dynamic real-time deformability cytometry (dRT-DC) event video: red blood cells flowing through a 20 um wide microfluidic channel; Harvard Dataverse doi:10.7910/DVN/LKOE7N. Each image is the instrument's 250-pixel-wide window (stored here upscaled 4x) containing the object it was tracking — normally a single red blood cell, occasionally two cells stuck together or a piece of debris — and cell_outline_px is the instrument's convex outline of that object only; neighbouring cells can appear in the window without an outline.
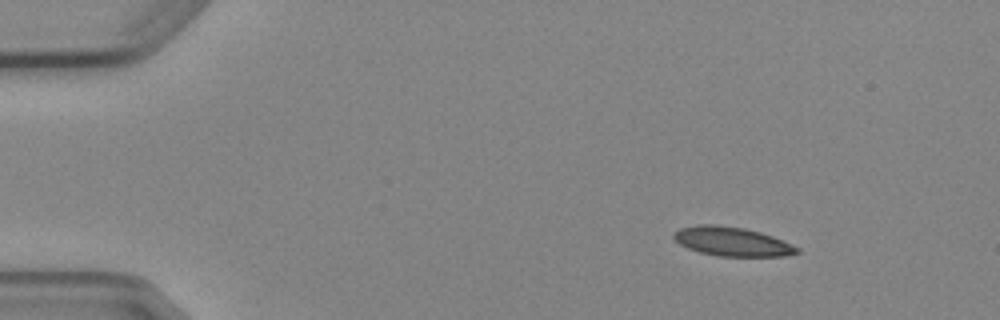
{"species": "Egyptian fruit bat (a non-hibernating species)", "species_latin": "Rousettus aegyptiacus", "temperature_condition": "cold", "stored_images_in_passage": 5, "camera_frame_rate_fps": 3000, "um_per_image_px": 0.085, "animal": {"sex": "female"}, "frame": {"image": 1, "passage_image": 1, "time_ms": 0.0, "image_size_px": [1000, 320], "cell_outline_px": [[800, 252], [784, 256], [716, 256], [700, 252], [688, 248], [680, 244], [672, 236], [680, 228], [696, 224], [716, 224], [744, 228], [760, 232], [772, 236], [792, 244], [800, 248]], "centroid_in_image_um": [62.23, 20.52], "position_along_channel_um": 22.8, "area_um2": 20.87}}
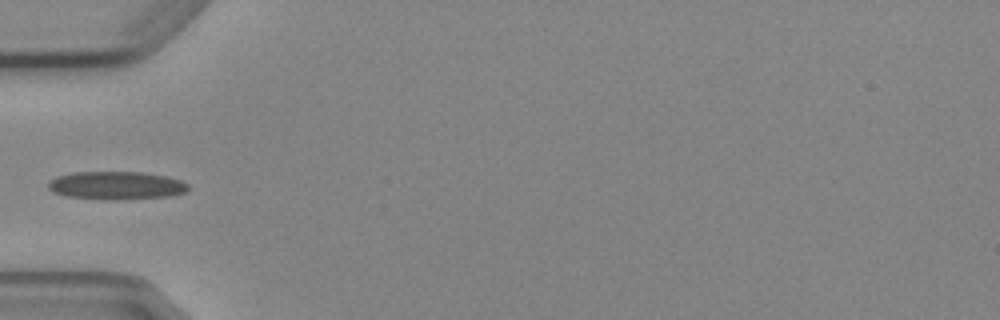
{"frame": {"image": 2, "passage_image": 4, "time_ms": 3.667, "image_size_px": [1000, 320], "cell_outline_px": [[188, 188], [184, 192], [172, 196], [116, 200], [104, 200], [68, 196], [52, 192], [48, 188], [48, 180], [56, 176], [72, 172], [140, 172], [168, 176], [180, 180], [188, 184]], "centroid_in_image_um": [9.85, 15.76], "position_along_channel_um": 75.1, "area_um2": 23.12}}
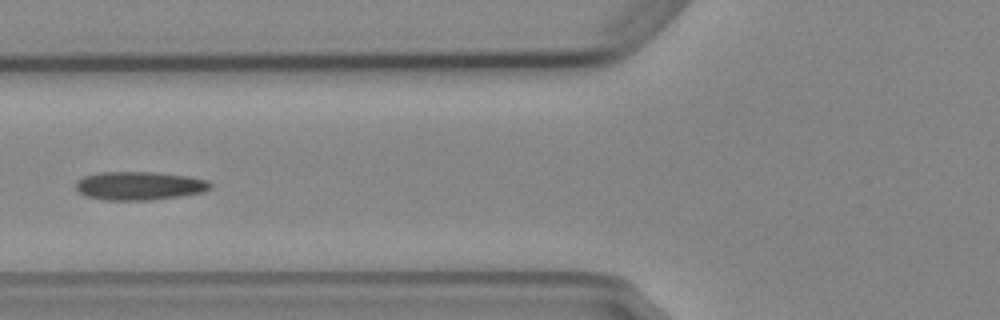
{"frame": {"image": 3, "passage_image": 5, "time_ms": 4.667, "image_size_px": [1000, 320], "cell_outline_px": [[212, 188], [204, 192], [180, 196], [148, 200], [108, 200], [84, 196], [76, 188], [76, 180], [84, 176], [100, 172], [156, 172], [188, 176], [208, 180], [212, 184]], "centroid_in_image_um": [11.86, 15.78], "position_along_channel_um": 113.9, "area_um2": 22.43}}